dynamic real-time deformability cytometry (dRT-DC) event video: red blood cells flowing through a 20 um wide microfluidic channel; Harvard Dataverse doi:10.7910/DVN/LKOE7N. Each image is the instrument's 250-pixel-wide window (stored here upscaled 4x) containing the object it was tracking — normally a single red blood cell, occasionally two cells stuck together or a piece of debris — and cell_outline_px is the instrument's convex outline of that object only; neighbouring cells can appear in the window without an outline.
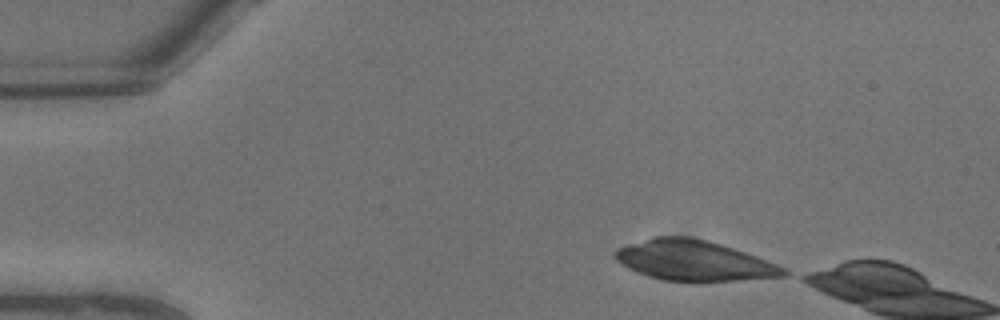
{"species": "common noctule bat (a hibernating species)", "species_latin": "Nyctalus noctula", "temperature_condition": "warm", "stored_images_in_passage": 3, "camera_frame_rate_fps": 3000, "um_per_image_px": 0.085, "animal": {"sex": "male", "body_mass_g": 13.3}, "frame": {"image": 1, "passage_image": 1, "time_ms": 0.0, "image_size_px": [1000, 320], "cell_outline_px": [[788, 276], [700, 284], [696, 284], [664, 280], [648, 276], [628, 268], [616, 260], [612, 256], [612, 252], [616, 248], [628, 244], [656, 236], [688, 236], [720, 244], [756, 256], [776, 264], [784, 268], [788, 272]], "centroid_in_image_um": [58.97, 22.19], "position_along_channel_um": 26.0, "area_um2": 40.29}}